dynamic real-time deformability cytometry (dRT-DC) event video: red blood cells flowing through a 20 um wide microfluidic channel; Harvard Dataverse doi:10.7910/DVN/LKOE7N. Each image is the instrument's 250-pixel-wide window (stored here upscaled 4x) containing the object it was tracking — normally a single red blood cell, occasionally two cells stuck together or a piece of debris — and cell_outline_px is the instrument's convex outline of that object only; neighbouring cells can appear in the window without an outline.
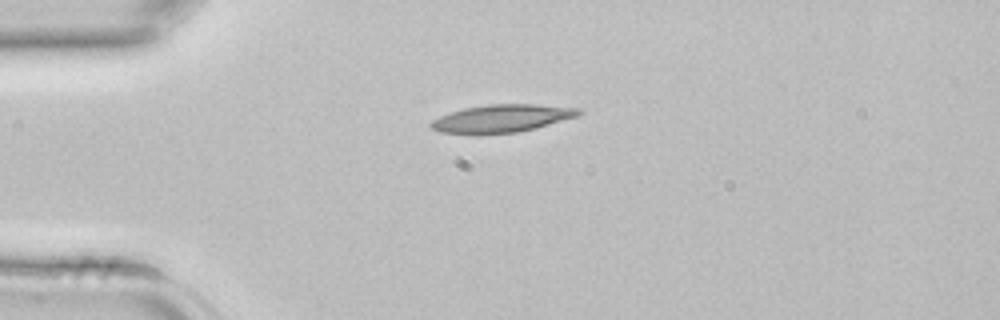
{"species": "common noctule bat (a hibernating species)", "species_latin": "Nyctalus noctula", "temperature_condition": "room temperature", "stored_images_in_passage": 1, "camera_frame_rate_fps": 3000, "um_per_image_px": 0.085, "animal": {"sex": "female", "body_mass_g": 22.7, "forearm_length_mm": 54.2}, "frame": {"image": 1, "passage_image": 1, "time_ms": 0.0, "image_size_px": [1000, 320], "cell_outline_px": [[584, 112], [580, 116], [536, 128], [516, 132], [480, 136], [472, 136], [440, 132], [432, 128], [428, 124], [432, 120], [440, 116], [464, 108], [488, 104], [532, 104], [580, 108]], "centroid_in_image_um": [42.64, 10.1], "position_along_channel_um": 42.4, "area_um2": 24.57}}